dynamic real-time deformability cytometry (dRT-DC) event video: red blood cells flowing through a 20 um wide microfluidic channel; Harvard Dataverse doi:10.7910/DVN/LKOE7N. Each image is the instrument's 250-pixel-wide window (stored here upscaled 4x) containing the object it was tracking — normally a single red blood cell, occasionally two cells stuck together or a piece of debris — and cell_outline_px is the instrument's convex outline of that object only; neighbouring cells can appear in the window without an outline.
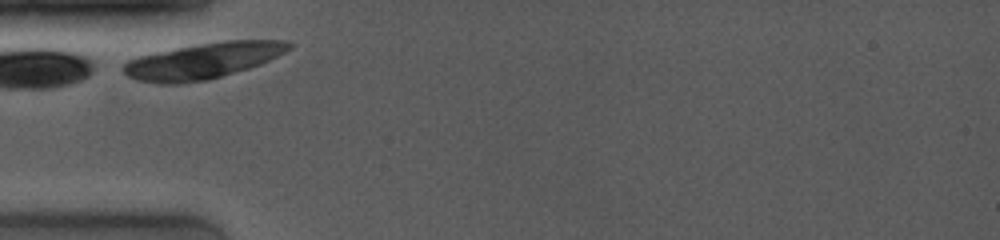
{"species": "common noctule bat (a hibernating species)", "species_latin": "Nyctalus noctula", "temperature_condition": "room temperature", "stored_images_in_passage": 1, "camera_frame_rate_fps": 4000, "um_per_image_px": 0.085, "animal": {"sex": "female", "body_mass_g": 19.0, "forearm_length_mm": 53.3}, "frame": {"image": 1, "passage_image": 1, "time_ms": 0.0, "image_size_px": [1000, 240], "cell_outline_px": [[292, 48], [260, 64], [248, 68], [208, 80], [180, 84], [160, 84], [136, 80], [128, 76], [120, 68], [128, 60], [140, 56], [156, 52], [196, 44], [228, 40], [284, 40], [292, 44]], "centroid_in_image_um": [17.22, 5.17], "position_along_channel_um": 67.8, "area_um2": 34.51}}